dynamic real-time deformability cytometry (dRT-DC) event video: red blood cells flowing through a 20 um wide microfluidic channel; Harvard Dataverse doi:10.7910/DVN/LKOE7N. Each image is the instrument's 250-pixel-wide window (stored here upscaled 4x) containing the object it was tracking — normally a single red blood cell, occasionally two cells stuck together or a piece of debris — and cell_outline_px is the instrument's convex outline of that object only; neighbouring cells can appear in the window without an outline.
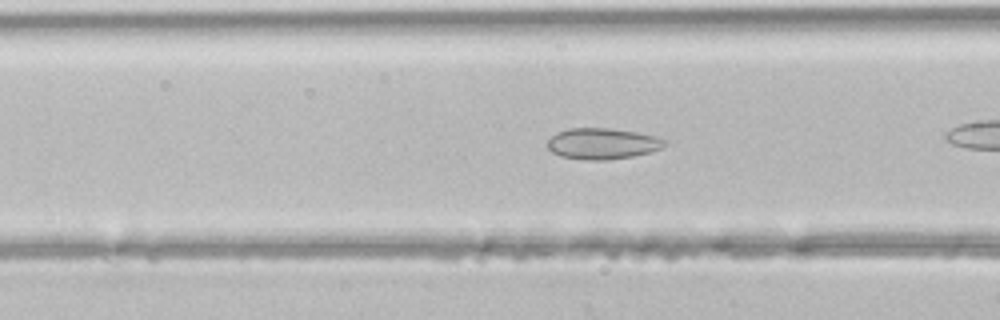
{"species": "common noctule bat (a hibernating species)", "species_latin": "Nyctalus noctula", "temperature_condition": "room temperature", "stored_images_in_passage": 33, "camera_frame_rate_fps": 3000, "um_per_image_px": 0.085, "animal": {"sex": "male", "body_mass_g": 21.5, "forearm_length_mm": 52.0}, "frame": {"image": 1, "passage_image": 15, "time_ms": 4.667, "image_size_px": [1000, 320], "cell_outline_px": [[664, 144], [660, 148], [648, 152], [632, 156], [608, 160], [584, 160], [560, 156], [552, 152], [548, 148], [548, 140], [556, 132], [568, 128], [608, 128], [636, 132], [652, 136], [664, 140]], "centroid_in_image_um": [51.12, 12.21], "position_along_channel_um": 115.5, "area_um2": 20.92}}